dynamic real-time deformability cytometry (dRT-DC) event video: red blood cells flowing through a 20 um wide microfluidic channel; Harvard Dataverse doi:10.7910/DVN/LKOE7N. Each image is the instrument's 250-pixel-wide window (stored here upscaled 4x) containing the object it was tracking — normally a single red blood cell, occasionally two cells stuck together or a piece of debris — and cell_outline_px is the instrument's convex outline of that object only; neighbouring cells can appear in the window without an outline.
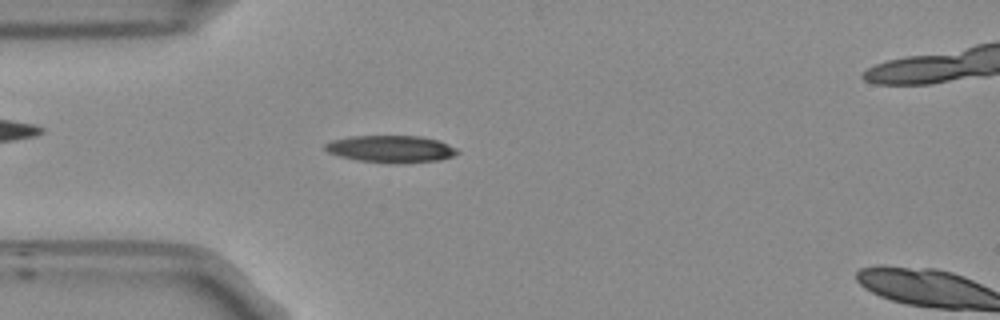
{"species": "Egyptian fruit bat (a non-hibernating species)", "species_latin": "Rousettus aegyptiacus", "temperature_condition": "room temperature", "stored_images_in_passage": 6, "camera_frame_rate_fps": 3000, "um_per_image_px": 0.085, "frame": {"image": 1, "passage_image": 4, "time_ms": 1.0, "image_size_px": [1000, 320], "cell_outline_px": [[460, 152], [456, 156], [440, 160], [396, 164], [388, 164], [356, 160], [340, 156], [328, 152], [324, 148], [324, 144], [332, 140], [352, 136], [420, 136], [440, 140], [456, 148]], "centroid_in_image_um": [33.27, 12.67], "position_along_channel_um": 51.7, "area_um2": 21.21}}